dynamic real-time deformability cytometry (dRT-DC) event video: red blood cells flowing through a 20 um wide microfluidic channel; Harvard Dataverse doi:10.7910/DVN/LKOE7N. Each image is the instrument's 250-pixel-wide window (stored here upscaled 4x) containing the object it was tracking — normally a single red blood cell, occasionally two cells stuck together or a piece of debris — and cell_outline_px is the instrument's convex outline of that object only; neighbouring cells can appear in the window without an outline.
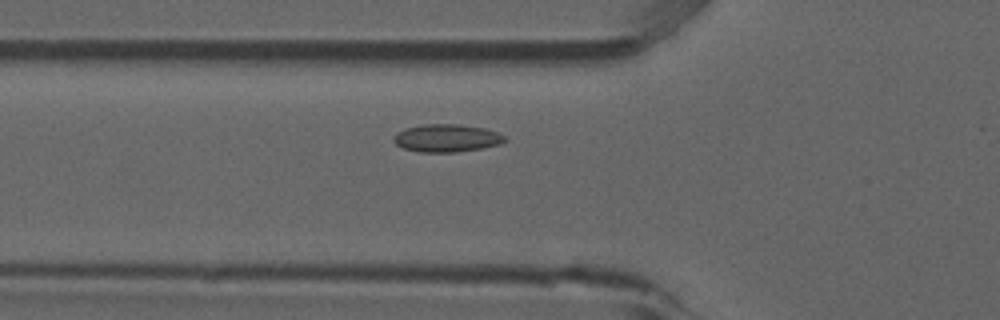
{"species": "common noctule bat (a hibernating species)", "species_latin": "Nyctalus noctula", "temperature_condition": "room temperature", "stored_images_in_passage": 45, "camera_frame_rate_fps": 3000, "um_per_image_px": 0.085, "animal": {"sex": "male", "forearm_length_mm": 52.5}, "frame": {"image": 1, "passage_image": 14, "time_ms": 4.333, "image_size_px": [1000, 320], "cell_outline_px": [[508, 140], [500, 144], [480, 148], [456, 152], [420, 152], [404, 148], [396, 144], [392, 140], [392, 136], [396, 132], [404, 128], [424, 124], [460, 124], [484, 128], [496, 132], [504, 136]], "centroid_in_image_um": [37.93, 11.73], "position_along_channel_um": 87.9, "area_um2": 18.03}}
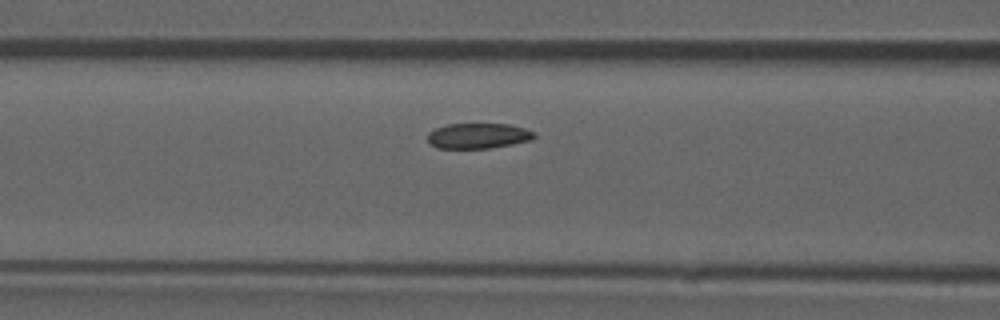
{"frame": {"image": 2, "passage_image": 17, "time_ms": 5.333, "image_size_px": [1000, 320], "cell_outline_px": [[536, 136], [532, 140], [512, 144], [488, 148], [436, 148], [428, 144], [428, 132], [436, 128], [448, 124], [508, 124], [524, 128], [536, 132]], "centroid_in_image_um": [40.64, 11.55], "position_along_channel_um": 126.0, "area_um2": 15.84}}
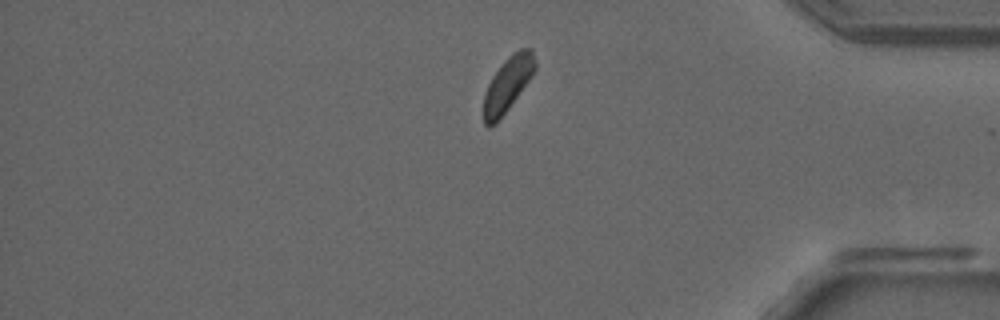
{"frame": {"image": 3, "passage_image": 40, "time_ms": 13.0, "image_size_px": [1000, 320], "cell_outline_px": [[536, 68], [532, 76], [496, 124], [488, 128], [484, 124], [484, 96], [488, 84], [492, 76], [504, 60], [512, 52], [520, 48], [532, 48], [536, 64]], "centroid_in_image_um": [43.16, 7.14], "position_along_channel_um": 392.0, "area_um2": 16.3}, "authors_computed_cell_mechanics": {"area_um2": 16.8776, "velocity_mm_per_s": 3.8035, "shape_relaxation_time_tau1_ms": null, "shape_relaxation_time_tau2_ms": 5.285, "deformation_change_tau1": null, "deformation_change_tau2": 0.0826}}